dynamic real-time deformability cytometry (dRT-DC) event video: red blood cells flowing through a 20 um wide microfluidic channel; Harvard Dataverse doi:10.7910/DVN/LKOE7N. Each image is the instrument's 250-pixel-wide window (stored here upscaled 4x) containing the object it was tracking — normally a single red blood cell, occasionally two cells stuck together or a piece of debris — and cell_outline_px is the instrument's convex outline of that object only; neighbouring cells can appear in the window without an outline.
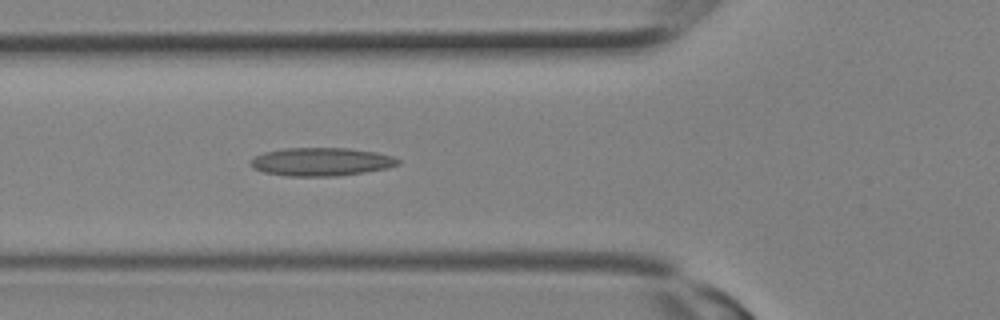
{"species": "Egyptian fruit bat (a non-hibernating species)", "species_latin": "Rousettus aegyptiacus", "temperature_condition": "room temperature", "stored_images_in_passage": 9, "camera_frame_rate_fps": 3000, "um_per_image_px": 0.085, "animal": {"sex": "female"}, "frame": {"image": 1, "passage_image": 9, "time_ms": 2.667, "image_size_px": [1000, 320], "cell_outline_px": [[400, 164], [388, 168], [364, 172], [336, 176], [288, 176], [264, 172], [252, 168], [248, 160], [264, 152], [284, 148], [348, 148], [376, 152], [392, 156], [400, 160]], "centroid_in_image_um": [27.29, 13.75], "position_along_channel_um": 98.5, "area_um2": 24.33}}